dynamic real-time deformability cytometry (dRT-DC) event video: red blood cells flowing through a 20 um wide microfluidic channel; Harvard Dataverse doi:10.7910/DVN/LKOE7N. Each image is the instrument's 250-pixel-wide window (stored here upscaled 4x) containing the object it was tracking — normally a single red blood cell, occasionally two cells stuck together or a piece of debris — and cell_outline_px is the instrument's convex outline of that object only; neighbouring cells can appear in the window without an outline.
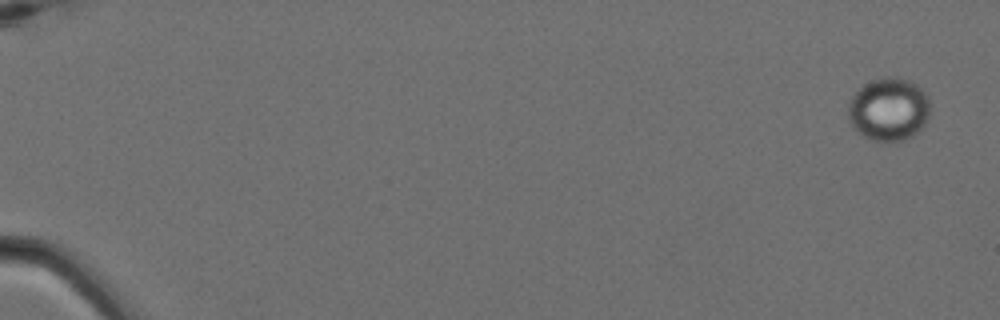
{"species": "Egyptian fruit bat (a non-hibernating species)", "species_latin": "Rousettus aegyptiacus", "temperature_condition": "cold", "stored_images_in_passage": 7, "camera_frame_rate_fps": 3000, "um_per_image_px": 0.085, "animal": {"sex": "female"}, "frame": {"image": 1, "passage_image": 1, "time_ms": 0.0, "image_size_px": [1000, 320], "cell_outline_px": [[928, 120], [912, 136], [904, 140], [872, 140], [856, 132], [852, 128], [848, 120], [848, 100], [864, 84], [872, 80], [888, 76], [896, 76], [912, 80], [928, 96]], "centroid_in_image_um": [75.51, 9.27], "position_along_channel_um": 9.5, "area_um2": 30.23}}
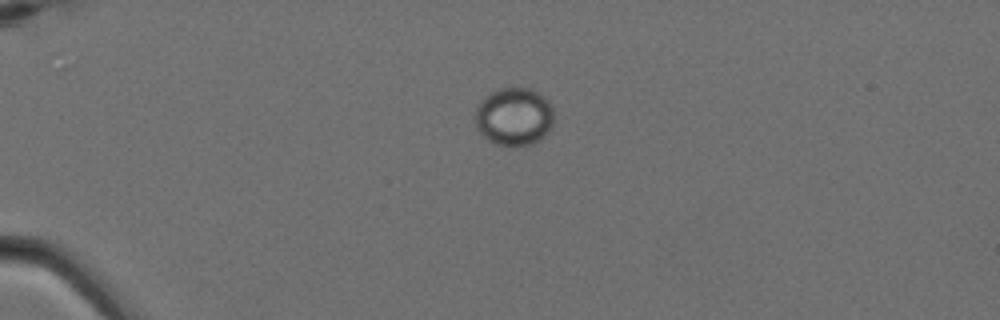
{"frame": {"image": 2, "passage_image": 5, "time_ms": 1.333, "image_size_px": [1000, 320], "cell_outline_px": [[552, 128], [540, 140], [532, 144], [496, 144], [488, 140], [476, 128], [476, 104], [492, 92], [500, 88], [532, 88], [544, 96], [552, 104]], "centroid_in_image_um": [43.71, 9.89], "position_along_channel_um": 41.3, "area_um2": 26.47}}
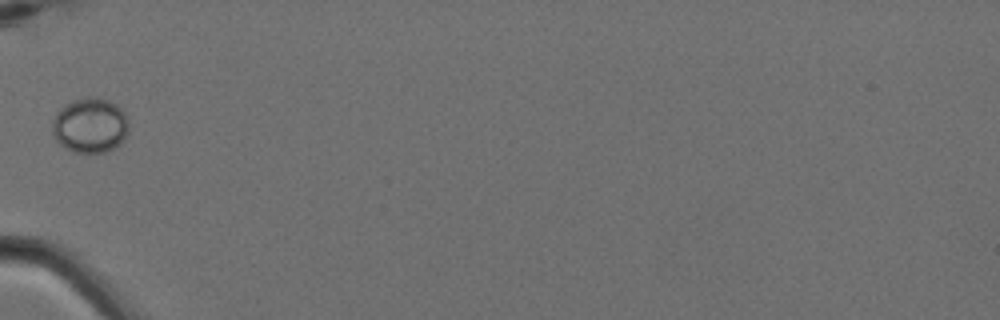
{"frame": {"image": 3, "passage_image": 7, "time_ms": 2.0, "image_size_px": [1000, 320], "cell_outline_px": [[128, 132], [120, 144], [104, 152], [72, 152], [64, 148], [56, 140], [52, 132], [52, 120], [56, 112], [60, 108], [72, 100], [88, 96], [108, 100], [116, 104], [124, 112], [128, 120]], "centroid_in_image_um": [7.63, 10.65], "position_along_channel_um": 77.4, "area_um2": 24.62}}